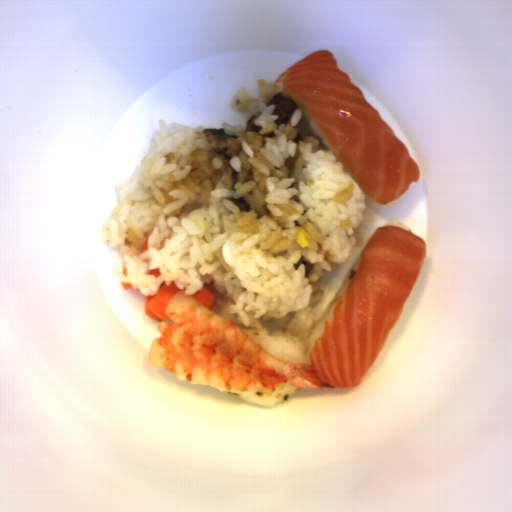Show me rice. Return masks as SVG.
<instances>
[{"instance_id":"1","label":"rice","mask_w":512,"mask_h":512,"mask_svg":"<svg viewBox=\"0 0 512 512\" xmlns=\"http://www.w3.org/2000/svg\"><path fill=\"white\" fill-rule=\"evenodd\" d=\"M259 96L241 87L231 106L256 116L260 133L221 124L238 136L239 152L224 165L204 126L160 119L134 175L115 185L117 204L101 242L117 247L124 281L142 296L175 281L185 296L203 286L210 309L240 329L285 331L308 344L312 312L323 298L325 272L363 241L371 214L366 195L307 123L298 106L276 124L275 82L257 80ZM244 197L250 211L232 199ZM299 227L310 244L295 241ZM159 278L148 276L151 269Z\"/></svg>"},{"instance_id":"2","label":"rice","mask_w":512,"mask_h":512,"mask_svg":"<svg viewBox=\"0 0 512 512\" xmlns=\"http://www.w3.org/2000/svg\"><path fill=\"white\" fill-rule=\"evenodd\" d=\"M241 330L276 357L284 361L304 362L309 365L307 347L294 335L286 331H268L266 328Z\"/></svg>"},{"instance_id":"3","label":"rice","mask_w":512,"mask_h":512,"mask_svg":"<svg viewBox=\"0 0 512 512\" xmlns=\"http://www.w3.org/2000/svg\"><path fill=\"white\" fill-rule=\"evenodd\" d=\"M198 383V382H196ZM202 386L215 388L220 393H230L235 394L240 399L245 400L249 403L263 405L266 407H273L283 403L287 400L293 393L299 390V386H294L288 382H280L277 385L269 388V389H254L247 392H239L235 390H230L226 388L216 387L212 385H207L203 383H198Z\"/></svg>"},{"instance_id":"4","label":"rice","mask_w":512,"mask_h":512,"mask_svg":"<svg viewBox=\"0 0 512 512\" xmlns=\"http://www.w3.org/2000/svg\"><path fill=\"white\" fill-rule=\"evenodd\" d=\"M361 254H362V252L360 253V255L358 256L357 260L353 264L352 268L348 272L347 276L345 277V279L341 283V285L338 288V290L336 291L335 295L333 296V298L331 299V301L329 302V304L327 305V307L325 308V310L323 311V313L321 314V316L319 317V319L315 323V325H314V327H313V329L311 331V334H310V336L308 338V342H307V348H308L309 355H310L311 349H312L315 341L317 339L321 338L322 335L324 334V323H325V320H326L329 312L331 311L333 305L335 304V302L337 301V299L339 298V296L341 295V293L343 292V290L345 289V287L347 286V284L351 280V278H352V276L354 274V271L356 269V266L358 264V261L360 259Z\"/></svg>"},{"instance_id":"5","label":"rice","mask_w":512,"mask_h":512,"mask_svg":"<svg viewBox=\"0 0 512 512\" xmlns=\"http://www.w3.org/2000/svg\"><path fill=\"white\" fill-rule=\"evenodd\" d=\"M305 120L309 128L312 130V132L318 136L322 142L324 143L325 147L332 153V155L336 158V160L351 174V170L348 168V166L345 164V162L342 160V158L339 156V154L336 152V150L333 148V146L330 144V142L327 140V138L324 136V134L321 132V130L318 128V126L315 124V122L303 111Z\"/></svg>"}]
</instances>
